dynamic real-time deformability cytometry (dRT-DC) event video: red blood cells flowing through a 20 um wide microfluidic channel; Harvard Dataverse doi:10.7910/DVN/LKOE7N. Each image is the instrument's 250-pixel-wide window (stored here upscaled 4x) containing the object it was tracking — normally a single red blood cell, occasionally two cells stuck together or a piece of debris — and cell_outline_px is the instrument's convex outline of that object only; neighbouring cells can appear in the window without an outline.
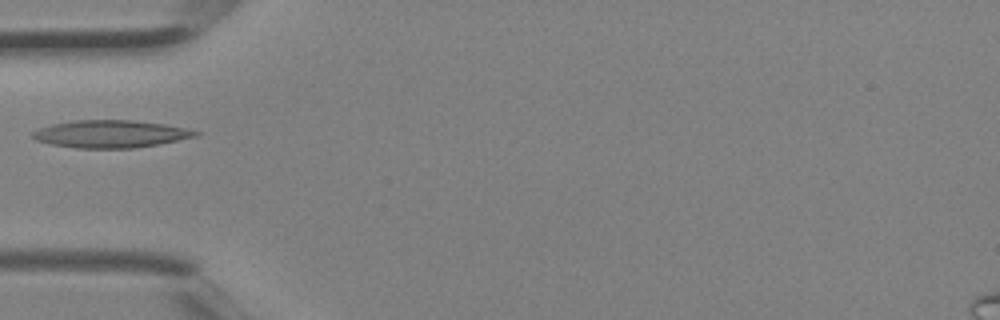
{"species": "Egyptian fruit bat (a non-hibernating species)", "species_latin": "Rousettus aegyptiacus", "temperature_condition": "room temperature", "stored_images_in_passage": 3, "camera_frame_rate_fps": 3000, "um_per_image_px": 0.085, "animal": {"sex": "female"}, "frame": {"image": 1, "passage_image": 3, "time_ms": 0.667, "image_size_px": [1000, 320], "cell_outline_px": [[200, 136], [160, 144], [132, 148], [76, 148], [52, 144], [36, 140], [32, 136], [32, 132], [40, 128], [52, 124], [76, 120], [132, 120], [164, 124], [184, 128], [200, 132]], "centroid_in_image_um": [9.43, 11.39], "position_along_channel_um": 75.6, "area_um2": 26.01}}